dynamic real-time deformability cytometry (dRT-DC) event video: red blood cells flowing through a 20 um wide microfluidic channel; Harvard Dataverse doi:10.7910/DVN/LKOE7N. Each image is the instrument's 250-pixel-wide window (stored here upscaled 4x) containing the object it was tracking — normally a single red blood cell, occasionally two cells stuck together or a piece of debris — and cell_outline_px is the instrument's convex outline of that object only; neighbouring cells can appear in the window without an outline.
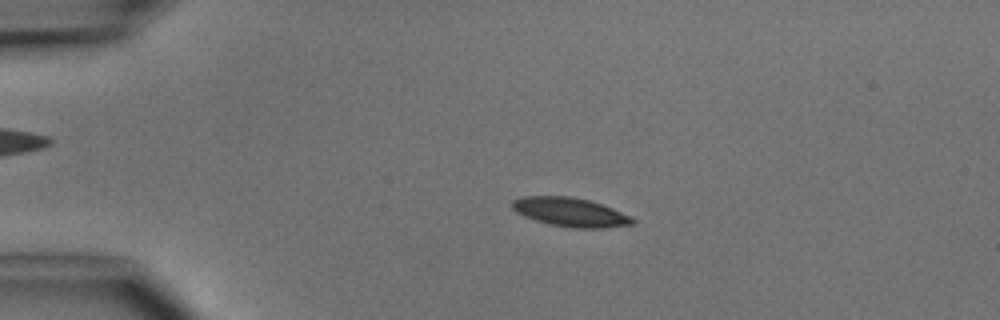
{"species": "common noctule bat (a hibernating species)", "species_latin": "Nyctalus noctula", "temperature_condition": "cold", "stored_images_in_passage": 4, "camera_frame_rate_fps": 3000, "um_per_image_px": 0.085, "animal": {"sex": "male", "body_mass_g": 15.6}, "frame": {"image": 1, "passage_image": 3, "time_ms": 2.333, "image_size_px": [1000, 320], "cell_outline_px": [[636, 224], [604, 228], [572, 228], [548, 224], [524, 216], [516, 212], [512, 208], [512, 200], [524, 196], [568, 196], [588, 200], [612, 208], [632, 216], [636, 220]], "centroid_in_image_um": [48.5, 18.04], "position_along_channel_um": 36.5, "area_um2": 20.35}}